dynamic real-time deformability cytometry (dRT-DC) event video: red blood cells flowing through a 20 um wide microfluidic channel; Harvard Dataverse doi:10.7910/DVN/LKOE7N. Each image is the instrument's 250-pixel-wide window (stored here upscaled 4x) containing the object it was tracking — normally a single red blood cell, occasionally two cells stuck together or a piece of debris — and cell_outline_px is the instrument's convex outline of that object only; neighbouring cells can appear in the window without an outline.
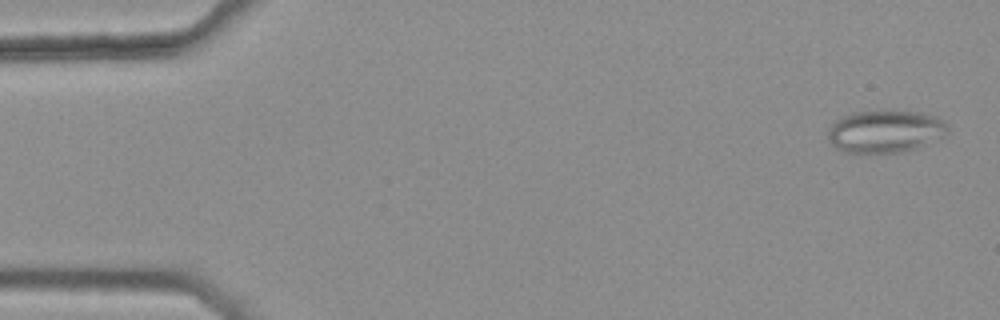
{"species": "common noctule bat (a hibernating species)", "species_latin": "Nyctalus noctula", "temperature_condition": "warm", "stored_images_in_passage": 5, "camera_frame_rate_fps": 3000, "um_per_image_px": 0.085, "animal": {"sex": "female", "body_mass_g": 25.1}, "frame": {"image": 1, "passage_image": 1, "time_ms": 0.0, "image_size_px": [1000, 320], "cell_outline_px": [[948, 132], [916, 148], [900, 152], [844, 152], [836, 148], [832, 144], [828, 136], [828, 128], [836, 120], [844, 116], [856, 112], [884, 108], [920, 112], [936, 116], [948, 124]], "centroid_in_image_um": [75.23, 11.12], "position_along_channel_um": 9.8, "area_um2": 29.82}}